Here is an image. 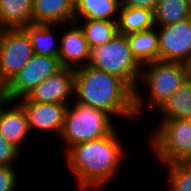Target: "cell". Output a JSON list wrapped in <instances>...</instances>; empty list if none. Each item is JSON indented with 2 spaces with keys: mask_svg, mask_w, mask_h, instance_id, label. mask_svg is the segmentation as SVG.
<instances>
[{
  "mask_svg": "<svg viewBox=\"0 0 191 191\" xmlns=\"http://www.w3.org/2000/svg\"><path fill=\"white\" fill-rule=\"evenodd\" d=\"M116 132L115 129L99 139L74 144L66 151V163L76 176L79 190L100 189L117 175L125 150Z\"/></svg>",
  "mask_w": 191,
  "mask_h": 191,
  "instance_id": "obj_1",
  "label": "cell"
},
{
  "mask_svg": "<svg viewBox=\"0 0 191 191\" xmlns=\"http://www.w3.org/2000/svg\"><path fill=\"white\" fill-rule=\"evenodd\" d=\"M74 102L111 116L135 119L134 91L120 78L92 66L74 69Z\"/></svg>",
  "mask_w": 191,
  "mask_h": 191,
  "instance_id": "obj_2",
  "label": "cell"
},
{
  "mask_svg": "<svg viewBox=\"0 0 191 191\" xmlns=\"http://www.w3.org/2000/svg\"><path fill=\"white\" fill-rule=\"evenodd\" d=\"M87 65L122 79L134 91V111L138 117L146 102L137 89L142 66L133 57L127 36L118 33L109 42L91 48Z\"/></svg>",
  "mask_w": 191,
  "mask_h": 191,
  "instance_id": "obj_3",
  "label": "cell"
},
{
  "mask_svg": "<svg viewBox=\"0 0 191 191\" xmlns=\"http://www.w3.org/2000/svg\"><path fill=\"white\" fill-rule=\"evenodd\" d=\"M73 103L67 107L60 135L68 147L64 152L74 144L99 139L115 130L110 114L101 109Z\"/></svg>",
  "mask_w": 191,
  "mask_h": 191,
  "instance_id": "obj_4",
  "label": "cell"
},
{
  "mask_svg": "<svg viewBox=\"0 0 191 191\" xmlns=\"http://www.w3.org/2000/svg\"><path fill=\"white\" fill-rule=\"evenodd\" d=\"M142 68L140 75L142 79L139 80L147 83L145 85L149 91V100L146 104L155 110L187 80L186 68L181 62L156 60L142 65Z\"/></svg>",
  "mask_w": 191,
  "mask_h": 191,
  "instance_id": "obj_5",
  "label": "cell"
},
{
  "mask_svg": "<svg viewBox=\"0 0 191 191\" xmlns=\"http://www.w3.org/2000/svg\"><path fill=\"white\" fill-rule=\"evenodd\" d=\"M152 134L150 145L155 155L165 166L180 163L191 155V120H162Z\"/></svg>",
  "mask_w": 191,
  "mask_h": 191,
  "instance_id": "obj_6",
  "label": "cell"
},
{
  "mask_svg": "<svg viewBox=\"0 0 191 191\" xmlns=\"http://www.w3.org/2000/svg\"><path fill=\"white\" fill-rule=\"evenodd\" d=\"M33 55L30 38L22 28L0 29V70L8 82Z\"/></svg>",
  "mask_w": 191,
  "mask_h": 191,
  "instance_id": "obj_7",
  "label": "cell"
},
{
  "mask_svg": "<svg viewBox=\"0 0 191 191\" xmlns=\"http://www.w3.org/2000/svg\"><path fill=\"white\" fill-rule=\"evenodd\" d=\"M62 68L58 57L34 54L19 73L9 82L12 102L30 93L50 75Z\"/></svg>",
  "mask_w": 191,
  "mask_h": 191,
  "instance_id": "obj_8",
  "label": "cell"
},
{
  "mask_svg": "<svg viewBox=\"0 0 191 191\" xmlns=\"http://www.w3.org/2000/svg\"><path fill=\"white\" fill-rule=\"evenodd\" d=\"M158 27L159 60L185 63L191 58V18Z\"/></svg>",
  "mask_w": 191,
  "mask_h": 191,
  "instance_id": "obj_9",
  "label": "cell"
},
{
  "mask_svg": "<svg viewBox=\"0 0 191 191\" xmlns=\"http://www.w3.org/2000/svg\"><path fill=\"white\" fill-rule=\"evenodd\" d=\"M74 90V69L62 67L25 97L30 102L68 104Z\"/></svg>",
  "mask_w": 191,
  "mask_h": 191,
  "instance_id": "obj_10",
  "label": "cell"
},
{
  "mask_svg": "<svg viewBox=\"0 0 191 191\" xmlns=\"http://www.w3.org/2000/svg\"><path fill=\"white\" fill-rule=\"evenodd\" d=\"M18 103L24 110L30 131L33 128L61 135L67 104L30 102L26 97Z\"/></svg>",
  "mask_w": 191,
  "mask_h": 191,
  "instance_id": "obj_11",
  "label": "cell"
},
{
  "mask_svg": "<svg viewBox=\"0 0 191 191\" xmlns=\"http://www.w3.org/2000/svg\"><path fill=\"white\" fill-rule=\"evenodd\" d=\"M74 23V25H73ZM80 22H71V28L61 36L58 58L62 67L79 68L86 66L90 59V47L85 39ZM77 25V26H75Z\"/></svg>",
  "mask_w": 191,
  "mask_h": 191,
  "instance_id": "obj_12",
  "label": "cell"
},
{
  "mask_svg": "<svg viewBox=\"0 0 191 191\" xmlns=\"http://www.w3.org/2000/svg\"><path fill=\"white\" fill-rule=\"evenodd\" d=\"M74 22V0H33L32 24Z\"/></svg>",
  "mask_w": 191,
  "mask_h": 191,
  "instance_id": "obj_13",
  "label": "cell"
},
{
  "mask_svg": "<svg viewBox=\"0 0 191 191\" xmlns=\"http://www.w3.org/2000/svg\"><path fill=\"white\" fill-rule=\"evenodd\" d=\"M8 104L0 105V134L20 150L31 131L23 108L19 104L6 108Z\"/></svg>",
  "mask_w": 191,
  "mask_h": 191,
  "instance_id": "obj_14",
  "label": "cell"
},
{
  "mask_svg": "<svg viewBox=\"0 0 191 191\" xmlns=\"http://www.w3.org/2000/svg\"><path fill=\"white\" fill-rule=\"evenodd\" d=\"M126 35L133 57L142 66L159 60L158 27Z\"/></svg>",
  "mask_w": 191,
  "mask_h": 191,
  "instance_id": "obj_15",
  "label": "cell"
},
{
  "mask_svg": "<svg viewBox=\"0 0 191 191\" xmlns=\"http://www.w3.org/2000/svg\"><path fill=\"white\" fill-rule=\"evenodd\" d=\"M32 5L33 0H0V29L31 25Z\"/></svg>",
  "mask_w": 191,
  "mask_h": 191,
  "instance_id": "obj_16",
  "label": "cell"
},
{
  "mask_svg": "<svg viewBox=\"0 0 191 191\" xmlns=\"http://www.w3.org/2000/svg\"><path fill=\"white\" fill-rule=\"evenodd\" d=\"M121 4V0H74V21L79 18L117 21L113 17L119 14Z\"/></svg>",
  "mask_w": 191,
  "mask_h": 191,
  "instance_id": "obj_17",
  "label": "cell"
},
{
  "mask_svg": "<svg viewBox=\"0 0 191 191\" xmlns=\"http://www.w3.org/2000/svg\"><path fill=\"white\" fill-rule=\"evenodd\" d=\"M118 33L128 35L157 27L154 24L153 11L145 8L128 7L121 4L117 15Z\"/></svg>",
  "mask_w": 191,
  "mask_h": 191,
  "instance_id": "obj_18",
  "label": "cell"
},
{
  "mask_svg": "<svg viewBox=\"0 0 191 191\" xmlns=\"http://www.w3.org/2000/svg\"><path fill=\"white\" fill-rule=\"evenodd\" d=\"M163 113V120H191V82H186L157 108Z\"/></svg>",
  "mask_w": 191,
  "mask_h": 191,
  "instance_id": "obj_19",
  "label": "cell"
},
{
  "mask_svg": "<svg viewBox=\"0 0 191 191\" xmlns=\"http://www.w3.org/2000/svg\"><path fill=\"white\" fill-rule=\"evenodd\" d=\"M55 26L59 24H31L22 28L30 38L34 54L58 57L59 45L54 44L55 36L52 33Z\"/></svg>",
  "mask_w": 191,
  "mask_h": 191,
  "instance_id": "obj_20",
  "label": "cell"
},
{
  "mask_svg": "<svg viewBox=\"0 0 191 191\" xmlns=\"http://www.w3.org/2000/svg\"><path fill=\"white\" fill-rule=\"evenodd\" d=\"M190 0H159L153 11L154 24L164 26L191 18Z\"/></svg>",
  "mask_w": 191,
  "mask_h": 191,
  "instance_id": "obj_21",
  "label": "cell"
},
{
  "mask_svg": "<svg viewBox=\"0 0 191 191\" xmlns=\"http://www.w3.org/2000/svg\"><path fill=\"white\" fill-rule=\"evenodd\" d=\"M80 27L90 49L109 42L118 34L117 21L112 20H85Z\"/></svg>",
  "mask_w": 191,
  "mask_h": 191,
  "instance_id": "obj_22",
  "label": "cell"
},
{
  "mask_svg": "<svg viewBox=\"0 0 191 191\" xmlns=\"http://www.w3.org/2000/svg\"><path fill=\"white\" fill-rule=\"evenodd\" d=\"M169 173L168 191H191V173L180 163L167 164Z\"/></svg>",
  "mask_w": 191,
  "mask_h": 191,
  "instance_id": "obj_23",
  "label": "cell"
},
{
  "mask_svg": "<svg viewBox=\"0 0 191 191\" xmlns=\"http://www.w3.org/2000/svg\"><path fill=\"white\" fill-rule=\"evenodd\" d=\"M20 150L0 134V166L14 167L13 163L18 158ZM15 159V160H14Z\"/></svg>",
  "mask_w": 191,
  "mask_h": 191,
  "instance_id": "obj_24",
  "label": "cell"
},
{
  "mask_svg": "<svg viewBox=\"0 0 191 191\" xmlns=\"http://www.w3.org/2000/svg\"><path fill=\"white\" fill-rule=\"evenodd\" d=\"M17 177L14 167L0 166V191H16Z\"/></svg>",
  "mask_w": 191,
  "mask_h": 191,
  "instance_id": "obj_25",
  "label": "cell"
},
{
  "mask_svg": "<svg viewBox=\"0 0 191 191\" xmlns=\"http://www.w3.org/2000/svg\"><path fill=\"white\" fill-rule=\"evenodd\" d=\"M122 5L135 8H145L155 10L159 0H121Z\"/></svg>",
  "mask_w": 191,
  "mask_h": 191,
  "instance_id": "obj_26",
  "label": "cell"
},
{
  "mask_svg": "<svg viewBox=\"0 0 191 191\" xmlns=\"http://www.w3.org/2000/svg\"><path fill=\"white\" fill-rule=\"evenodd\" d=\"M12 103L9 93V82L3 77L0 70V105Z\"/></svg>",
  "mask_w": 191,
  "mask_h": 191,
  "instance_id": "obj_27",
  "label": "cell"
},
{
  "mask_svg": "<svg viewBox=\"0 0 191 191\" xmlns=\"http://www.w3.org/2000/svg\"><path fill=\"white\" fill-rule=\"evenodd\" d=\"M180 164L191 173V155L182 160Z\"/></svg>",
  "mask_w": 191,
  "mask_h": 191,
  "instance_id": "obj_28",
  "label": "cell"
},
{
  "mask_svg": "<svg viewBox=\"0 0 191 191\" xmlns=\"http://www.w3.org/2000/svg\"><path fill=\"white\" fill-rule=\"evenodd\" d=\"M185 68H186V75H187V80L191 82V58H189L185 63Z\"/></svg>",
  "mask_w": 191,
  "mask_h": 191,
  "instance_id": "obj_29",
  "label": "cell"
}]
</instances>
